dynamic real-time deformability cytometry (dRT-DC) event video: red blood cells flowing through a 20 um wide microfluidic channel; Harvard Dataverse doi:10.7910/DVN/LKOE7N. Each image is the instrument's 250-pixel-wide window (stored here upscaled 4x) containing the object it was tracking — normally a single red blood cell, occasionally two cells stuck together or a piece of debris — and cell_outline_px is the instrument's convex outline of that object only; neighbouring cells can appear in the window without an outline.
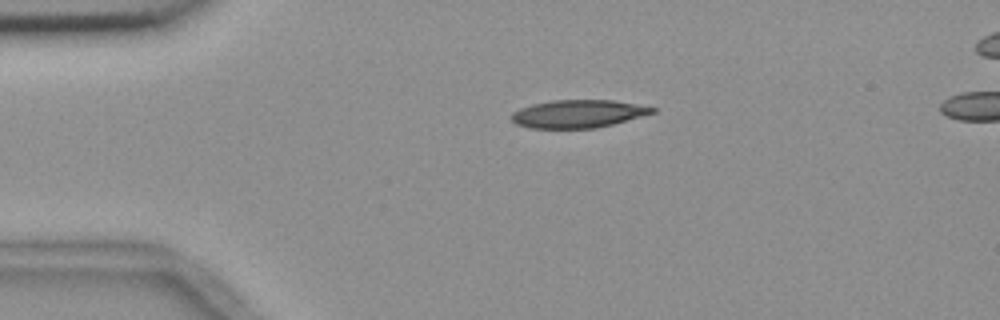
{"species": "common noctule bat (a hibernating species)", "species_latin": "Nyctalus noctula", "temperature_condition": "room temperature", "stored_images_in_passage": 45, "segment_of_instrument_passage": [1, 2], "camera_frame_rate_fps": 3000, "um_per_image_px": 0.085, "animal": {"sex": "female", "body_mass_g": 18.4}, "frame": {"image": 1, "passage_image": 1, "time_ms": 0.0, "image_size_px": [1000, 320], "cell_outline_px": [[656, 112], [612, 124], [596, 128], [532, 128], [516, 124], [512, 120], [512, 112], [520, 108], [532, 104], [552, 100], [616, 100], [656, 108]], "centroid_in_image_um": [49.13, 9.66], "position_along_channel_um": 35.9, "area_um2": 22.77}}
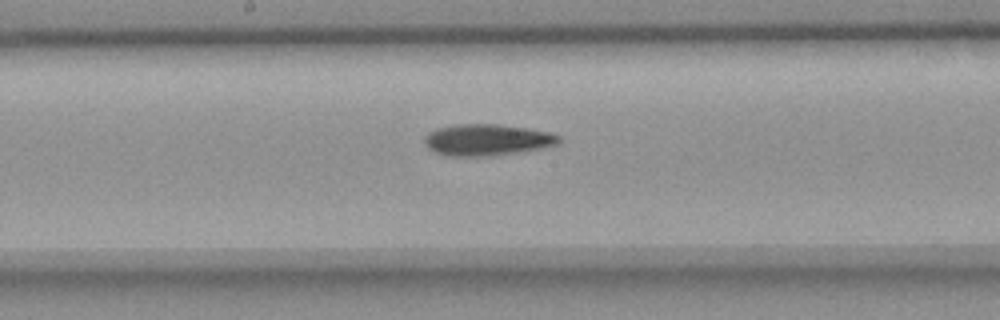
{"frame": {"image": 2, "passage_image": 18, "time_ms": 5.667, "image_size_px": [1000, 320], "cell_outline_px": [[560, 144], [544, 148], [524, 152], [492, 156], [444, 156], [428, 148], [424, 144], [424, 136], [428, 132], [436, 128], [456, 124], [496, 124], [552, 132], [560, 136]], "centroid_in_image_um": [41.41, 11.9], "position_along_channel_um": 206.8, "area_um2": 25.09}}
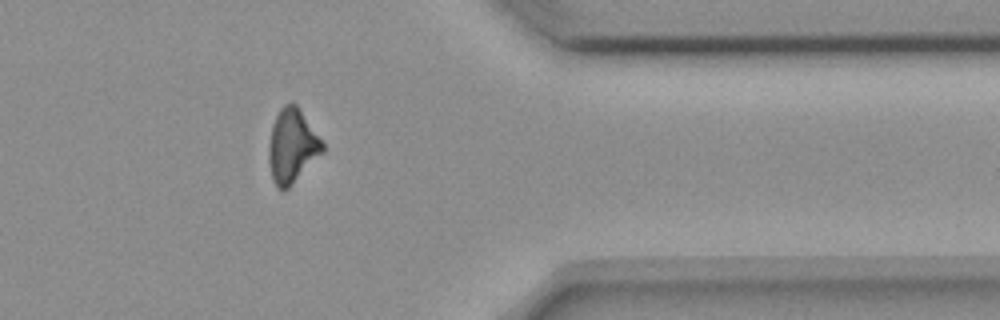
{"frame": {"image": 3, "passage_image": 34, "time_ms": 11.0, "image_size_px": [1000, 320], "cell_outline_px": [[324, 152], [284, 192], [272, 180], [268, 160], [268, 144], [272, 124], [280, 108], [284, 104], [296, 104], [324, 144]], "centroid_in_image_um": [24.81, 12.43], "position_along_channel_um": 386.6, "area_um2": 23.0}}